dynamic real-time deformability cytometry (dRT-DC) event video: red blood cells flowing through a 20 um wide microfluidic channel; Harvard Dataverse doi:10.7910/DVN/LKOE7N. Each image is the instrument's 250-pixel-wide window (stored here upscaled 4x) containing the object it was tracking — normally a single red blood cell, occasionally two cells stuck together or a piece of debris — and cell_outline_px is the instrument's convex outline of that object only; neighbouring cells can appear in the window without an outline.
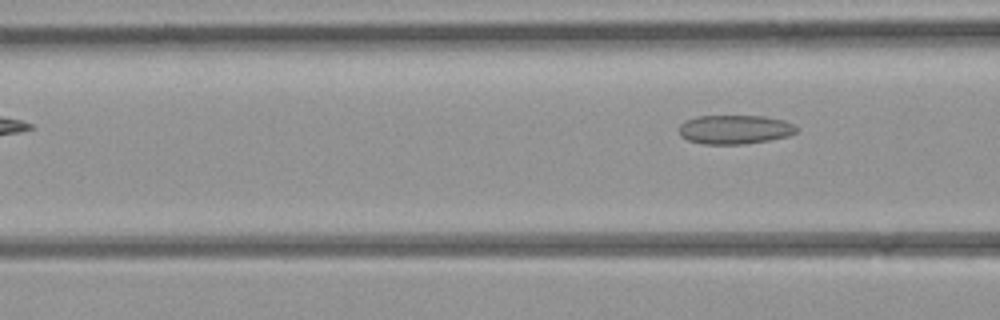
{"species": "common noctule bat (a hibernating species)", "species_latin": "Nyctalus noctula", "temperature_condition": "room temperature", "stored_images_in_passage": 4, "segment_of_instrument_passage": [2, 2], "camera_frame_rate_fps": 3000, "um_per_image_px": 0.085, "animal": {"sex": "female", "body_mass_g": 21.9}, "frame": {"image": 1, "passage_image": 4, "time_ms": 3.333, "image_size_px": [1000, 320], "cell_outline_px": [[796, 132], [788, 136], [768, 140], [744, 144], [704, 144], [688, 140], [680, 136], [680, 124], [684, 120], [696, 116], [764, 116], [784, 120], [792, 124], [796, 128]], "centroid_in_image_um": [62.42, 11.0], "position_along_channel_um": 104.2, "area_um2": 19.83}}